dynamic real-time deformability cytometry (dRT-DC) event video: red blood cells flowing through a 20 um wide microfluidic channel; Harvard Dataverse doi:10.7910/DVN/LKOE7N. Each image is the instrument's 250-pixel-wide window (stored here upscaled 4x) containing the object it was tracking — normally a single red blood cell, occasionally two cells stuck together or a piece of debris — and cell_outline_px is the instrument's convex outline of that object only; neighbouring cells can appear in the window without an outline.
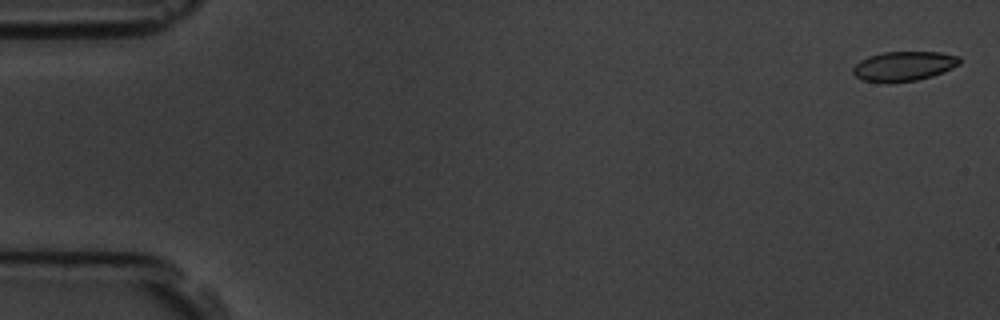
{"species": "common noctule bat (a hibernating species)", "species_latin": "Nyctalus noctula", "temperature_condition": "room temperature", "stored_images_in_passage": 6, "camera_frame_rate_fps": 3000, "um_per_image_px": 0.085, "animal": {"sex": "male", "body_mass_g": 19.5, "forearm_length_mm": 54.6}, "frame": {"image": 1, "passage_image": 1, "time_ms": 0.0, "image_size_px": [1000, 320], "cell_outline_px": [[960, 64], [952, 68], [932, 76], [916, 80], [888, 84], [864, 80], [856, 76], [852, 72], [852, 68], [860, 60], [868, 56], [884, 52], [940, 52], [960, 56]], "centroid_in_image_um": [76.81, 5.63], "position_along_channel_um": 8.2, "area_um2": 18.55}}
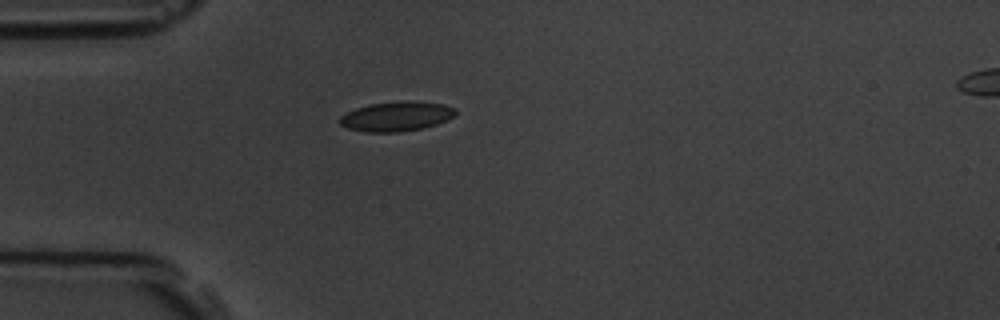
{"frame": {"image": 2, "passage_image": 5, "time_ms": 4.667, "image_size_px": [1000, 320], "cell_outline_px": [[456, 112], [448, 120], [424, 128], [400, 132], [364, 132], [348, 128], [340, 124], [336, 120], [340, 116], [356, 108], [368, 104], [404, 100], [408, 100], [444, 104], [456, 108]], "centroid_in_image_um": [33.68, 9.89], "position_along_channel_um": 51.3, "area_um2": 20.23}}